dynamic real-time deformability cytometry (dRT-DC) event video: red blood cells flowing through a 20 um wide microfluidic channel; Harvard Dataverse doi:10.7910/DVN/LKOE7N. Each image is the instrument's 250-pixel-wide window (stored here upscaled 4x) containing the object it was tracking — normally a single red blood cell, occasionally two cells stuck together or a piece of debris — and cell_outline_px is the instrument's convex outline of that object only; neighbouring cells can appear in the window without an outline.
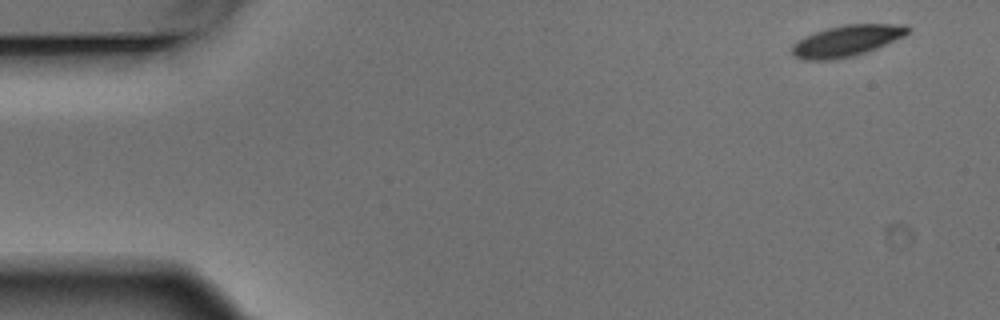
{"species": "Egyptian fruit bat (a non-hibernating species)", "species_latin": "Rousettus aegyptiacus", "temperature_condition": "warm", "stored_images_in_passage": 6, "camera_frame_rate_fps": 3000, "um_per_image_px": 0.085, "animal": {"sex": "male"}, "frame": {"image": 1, "passage_image": 1, "time_ms": 0.0, "image_size_px": [1000, 320], "cell_outline_px": [[912, 28], [904, 36], [876, 48], [852, 56], [836, 60], [800, 60], [792, 56], [792, 44], [796, 40], [804, 36], [828, 28], [844, 24], [908, 24]], "centroid_in_image_um": [71.94, 3.47], "position_along_channel_um": 13.1, "area_um2": 21.21}}
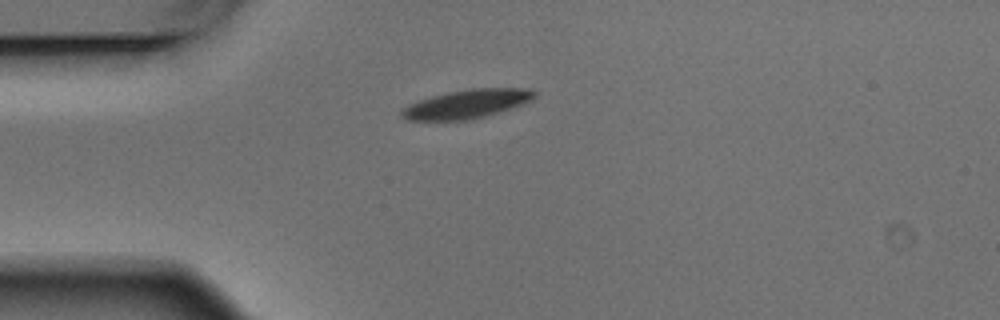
{"frame": {"image": 2, "passage_image": 4, "time_ms": 1.0, "image_size_px": [1000, 320], "cell_outline_px": [[536, 96], [520, 104], [472, 120], [408, 120], [400, 112], [400, 108], [408, 104], [432, 96], [448, 92], [468, 88], [532, 88], [536, 92]], "centroid_in_image_um": [39.64, 8.82], "position_along_channel_um": 45.4, "area_um2": 21.96}}
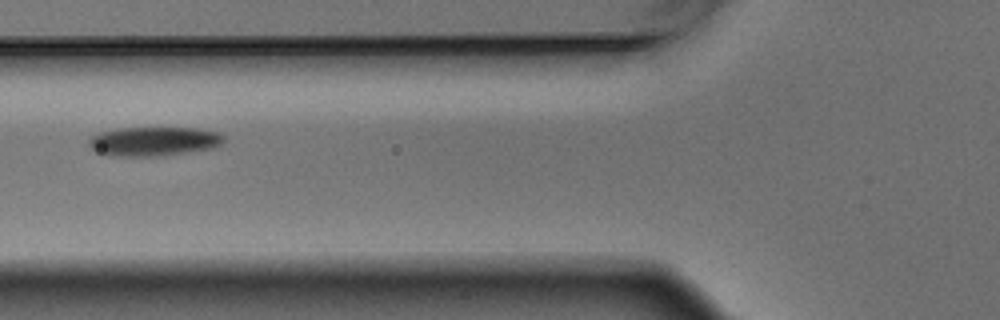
{"frame": {"image": 3, "passage_image": 6, "time_ms": 1.667, "image_size_px": [1000, 320], "cell_outline_px": [[224, 140], [220, 144], [212, 148], [156, 156], [120, 156], [96, 152], [88, 144], [88, 140], [92, 136], [100, 132], [120, 128], [196, 128], [220, 132], [224, 136]], "centroid_in_image_um": [13.07, 12.0], "position_along_channel_um": 112.7, "area_um2": 22.66}}